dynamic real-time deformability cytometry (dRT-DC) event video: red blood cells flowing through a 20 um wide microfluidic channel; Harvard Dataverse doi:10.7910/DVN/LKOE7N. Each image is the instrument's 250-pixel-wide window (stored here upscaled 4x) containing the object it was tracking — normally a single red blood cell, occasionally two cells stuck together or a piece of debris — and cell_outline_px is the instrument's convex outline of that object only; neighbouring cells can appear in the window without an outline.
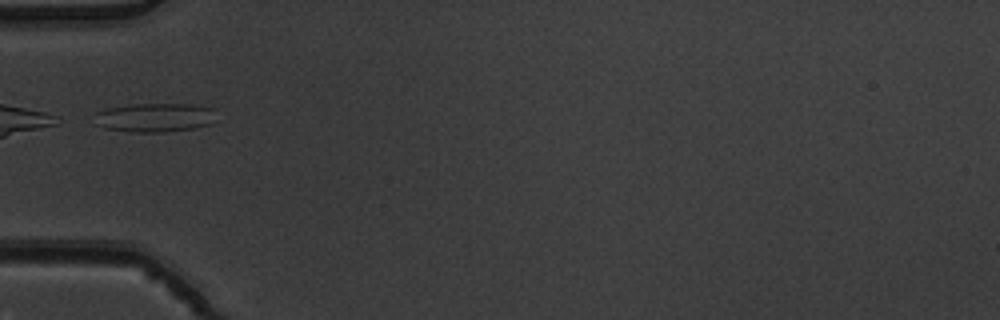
{"species": "common noctule bat (a hibernating species)", "species_latin": "Nyctalus noctula", "temperature_condition": "warm", "stored_images_in_passage": 3, "camera_frame_rate_fps": 3000, "um_per_image_px": 0.085, "animal": {"sex": "male", "body_mass_g": 19.5, "forearm_length_mm": 54.6}, "frame": {"image": 1, "passage_image": 3, "time_ms": 0.667, "image_size_px": [1000, 320], "cell_outline_px": [[216, 108], [212, 124], [196, 128], [164, 132], [132, 132], [104, 128], [96, 124], [96, 112], [108, 108], [132, 104], [192, 104]], "centroid_in_image_um": [13.21, 9.99], "position_along_channel_um": 71.8, "area_um2": 20.69}}